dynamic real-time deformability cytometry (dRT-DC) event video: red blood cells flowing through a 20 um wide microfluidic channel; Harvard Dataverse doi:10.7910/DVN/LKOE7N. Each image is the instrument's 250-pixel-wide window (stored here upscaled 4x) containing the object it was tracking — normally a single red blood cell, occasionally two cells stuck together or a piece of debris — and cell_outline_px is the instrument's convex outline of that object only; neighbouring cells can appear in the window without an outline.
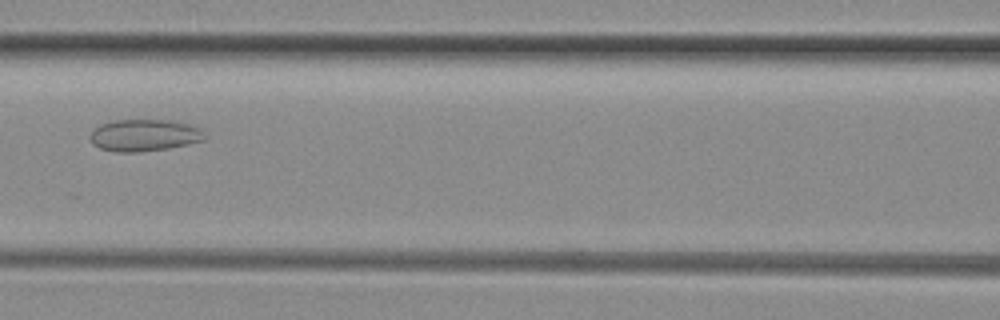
{"species": "common noctule bat (a hibernating species)", "species_latin": "Nyctalus noctula", "temperature_condition": "room temperature", "stored_images_in_passage": 31, "camera_frame_rate_fps": 3000, "um_per_image_px": 0.085, "animal": {"sex": "female", "body_mass_g": 29.2, "forearm_length_mm": 56.3}, "frame": {"image": 1, "passage_image": 8, "time_ms": 2.333, "image_size_px": [1000, 320], "cell_outline_px": [[208, 136], [204, 140], [188, 144], [168, 148], [136, 152], [116, 152], [100, 148], [92, 144], [88, 136], [100, 124], [112, 120], [176, 120], [204, 128]], "centroid_in_image_um": [12.33, 11.48], "position_along_channel_um": 154.3, "area_um2": 21.73}}
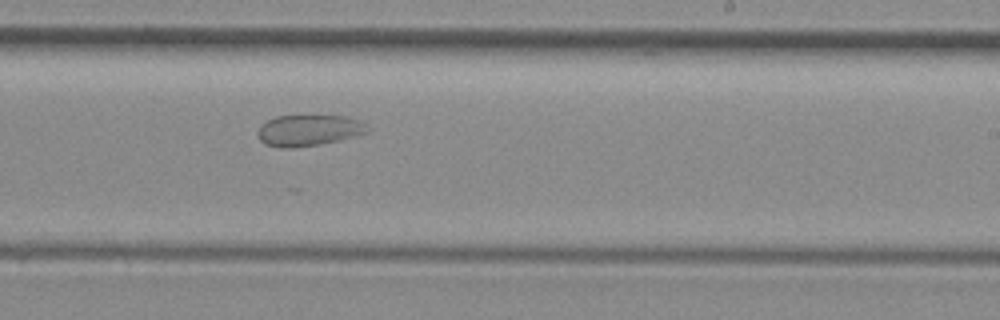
{"frame": {"image": 2, "passage_image": 16, "time_ms": 5.0, "image_size_px": [1000, 320], "cell_outline_px": [[368, 132], [340, 140], [320, 144], [292, 148], [280, 148], [264, 144], [260, 140], [256, 132], [260, 124], [276, 116], [296, 112], [348, 116], [364, 124]], "centroid_in_image_um": [26.15, 11.02], "position_along_channel_um": 262.8, "area_um2": 20.87}}
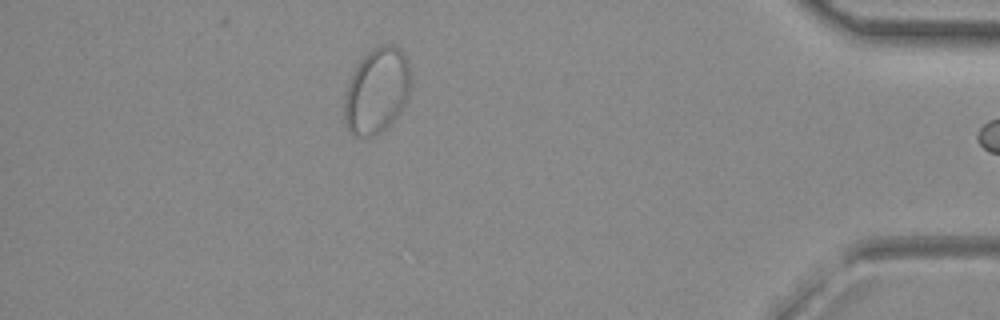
{"frame": {"image": 3, "passage_image": 30, "time_ms": 9.667, "image_size_px": [1000, 320], "cell_outline_px": [[408, 100], [400, 112], [380, 132], [372, 136], [356, 136], [348, 132], [344, 120], [344, 100], [348, 84], [352, 72], [360, 60], [376, 44], [392, 44], [400, 48], [404, 52], [408, 60]], "centroid_in_image_um": [32.0, 7.69], "position_along_channel_um": 403.2, "area_um2": 33.06}}